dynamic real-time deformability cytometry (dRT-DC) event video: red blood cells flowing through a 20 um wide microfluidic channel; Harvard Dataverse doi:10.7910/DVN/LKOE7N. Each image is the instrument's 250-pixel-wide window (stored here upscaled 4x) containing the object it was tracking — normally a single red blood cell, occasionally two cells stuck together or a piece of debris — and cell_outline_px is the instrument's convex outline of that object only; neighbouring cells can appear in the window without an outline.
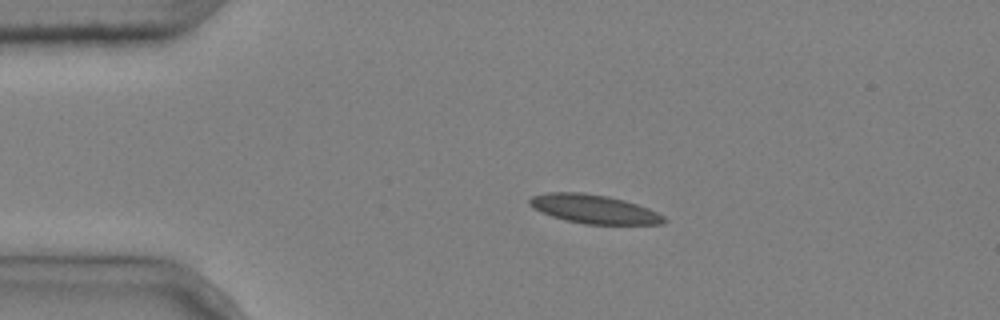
{"species": "common noctule bat (a hibernating species)", "species_latin": "Nyctalus noctula", "temperature_condition": "cold", "stored_images_in_passage": 3, "camera_frame_rate_fps": 3000, "um_per_image_px": 0.085, "animal": {"sex": "male", "body_mass_g": 20.4}, "frame": {"image": 1, "passage_image": 2, "time_ms": 0.333, "image_size_px": [1000, 320], "cell_outline_px": [[668, 220], [664, 224], [584, 224], [564, 220], [540, 212], [532, 208], [528, 204], [528, 200], [532, 196], [548, 192], [584, 192], [608, 196], [624, 200], [648, 208], [664, 216]], "centroid_in_image_um": [50.46, 17.77], "position_along_channel_um": 34.5, "area_um2": 22.72}}